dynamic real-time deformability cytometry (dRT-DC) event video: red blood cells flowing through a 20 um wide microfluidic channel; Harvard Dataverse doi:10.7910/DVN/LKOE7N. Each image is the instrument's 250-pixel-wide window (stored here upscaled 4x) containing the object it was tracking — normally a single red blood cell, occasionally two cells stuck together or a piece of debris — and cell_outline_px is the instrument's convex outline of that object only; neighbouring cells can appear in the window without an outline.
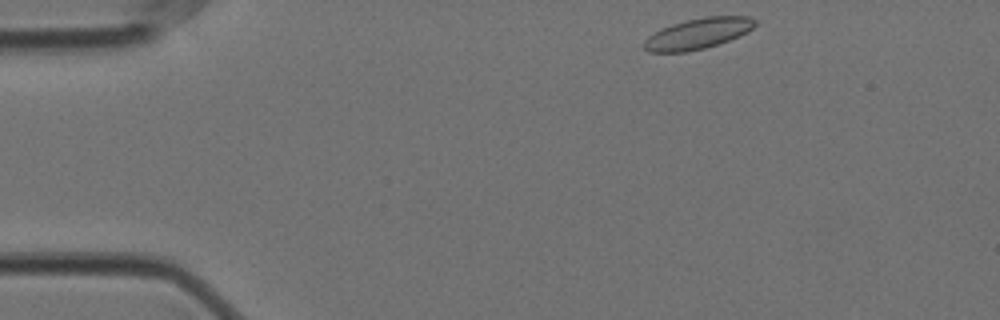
{"species": "Egyptian fruit bat (a non-hibernating species)", "species_latin": "Rousettus aegyptiacus", "temperature_condition": "cold", "stored_images_in_passage": 50, "camera_frame_rate_fps": 3000, "um_per_image_px": 0.085, "animal": {"sex": "female"}, "frame": {"image": 1, "passage_image": 1, "time_ms": 0.0, "image_size_px": [1000, 320], "cell_outline_px": [[756, 24], [752, 28], [720, 44], [704, 48], [684, 52], [648, 52], [644, 48], [644, 40], [648, 36], [672, 24], [704, 16], [748, 16], [756, 20]], "centroid_in_image_um": [59.31, 2.85], "position_along_channel_um": 25.7, "area_um2": 19.54}}
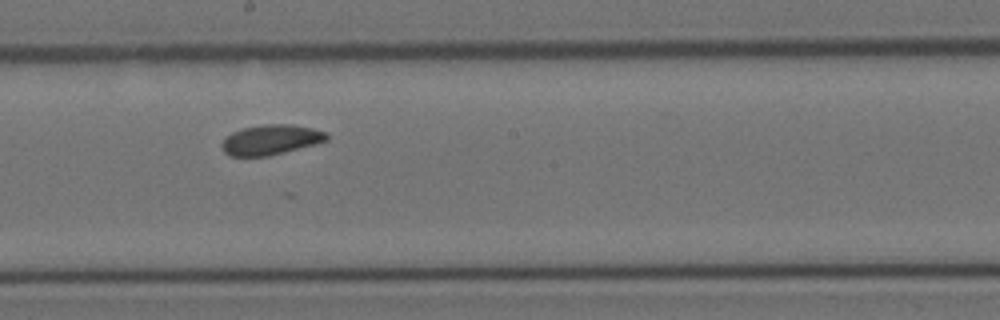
{"frame": {"image": 2, "passage_image": 24, "time_ms": 7.667, "image_size_px": [1000, 320], "cell_outline_px": [[328, 140], [316, 144], [268, 156], [228, 156], [224, 152], [220, 144], [232, 132], [244, 128], [264, 124], [292, 124], [312, 128], [328, 132]], "centroid_in_image_um": [23.04, 11.88], "position_along_channel_um": 225.2, "area_um2": 18.38}}
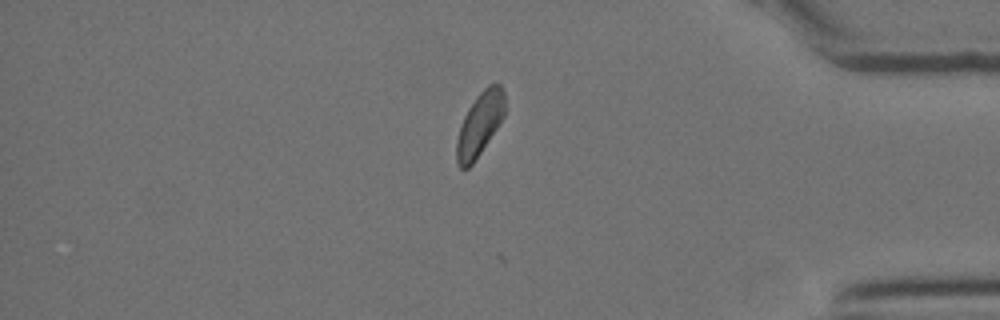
{"frame": {"image": 3, "passage_image": 41, "time_ms": 13.333, "image_size_px": [1000, 320], "cell_outline_px": [[504, 116], [472, 164], [468, 168], [460, 168], [456, 160], [456, 140], [464, 116], [468, 108], [476, 96], [488, 84], [500, 84], [504, 92]], "centroid_in_image_um": [40.76, 10.54], "position_along_channel_um": 394.4, "area_um2": 17.46}, "authors_computed_cell_mechanics": {"area_um2": 18.4093, "velocity_mm_per_s": 3.5018, "shape_relaxation_time_tau1_ms": 8.1858, "shape_relaxation_time_tau2_ms": 4.1092, "deformation_change_tau1": 0.0967, "deformation_change_tau2": 0.068}}